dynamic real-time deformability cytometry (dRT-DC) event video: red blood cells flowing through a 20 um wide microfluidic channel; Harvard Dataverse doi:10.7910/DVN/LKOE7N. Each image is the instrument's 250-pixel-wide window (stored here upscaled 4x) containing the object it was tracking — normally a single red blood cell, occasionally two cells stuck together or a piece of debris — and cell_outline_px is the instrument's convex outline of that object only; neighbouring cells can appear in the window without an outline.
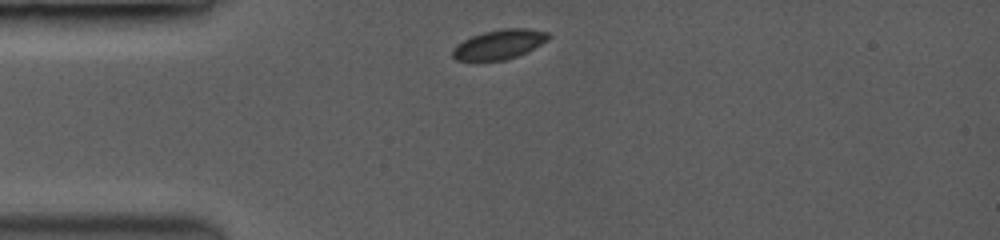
{"species": "common noctule bat (a hibernating species)", "species_latin": "Nyctalus noctula", "temperature_condition": "room temperature", "stored_images_in_passage": 17, "camera_frame_rate_fps": 3500, "um_per_image_px": 0.085, "animal": {"sex": "female", "body_mass_g": 19.0, "forearm_length_mm": 53.3}, "frame": {"image": 1, "passage_image": 1, "time_ms": 0.0, "image_size_px": [1000, 240], "cell_outline_px": [[548, 40], [516, 56], [504, 60], [456, 60], [452, 56], [452, 48], [456, 44], [472, 36], [484, 32], [500, 28], [528, 28], [548, 32]], "centroid_in_image_um": [42.39, 3.75], "position_along_channel_um": 42.6, "area_um2": 16.24}}
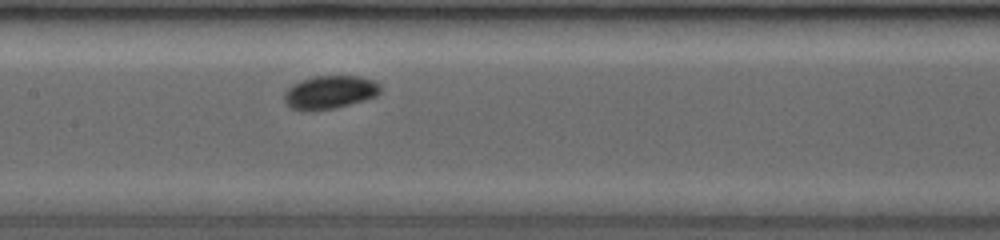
{"frame": {"image": 2, "passage_image": 8, "time_ms": 4.0, "image_size_px": [1000, 240], "cell_outline_px": [[380, 92], [376, 96], [348, 104], [332, 108], [292, 108], [284, 100], [284, 92], [292, 84], [300, 80], [316, 76], [360, 76], [372, 80], [380, 84]], "centroid_in_image_um": [28.05, 7.79], "position_along_channel_um": 179.3, "area_um2": 17.92}}
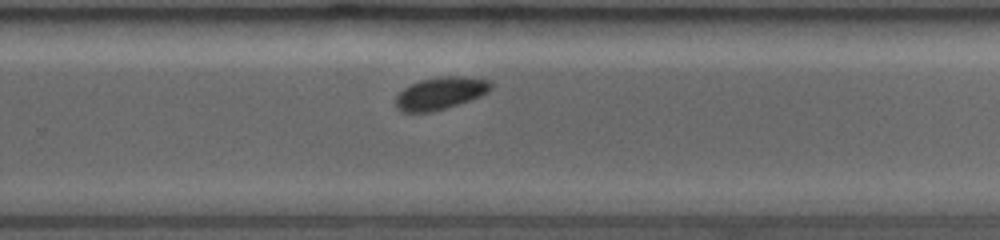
{"frame": {"image": 3, "passage_image": 16, "time_ms": 6.857, "image_size_px": [1000, 240], "cell_outline_px": [[492, 88], [488, 92], [480, 96], [444, 108], [428, 112], [404, 112], [396, 104], [396, 96], [404, 88], [420, 80], [440, 76], [456, 76], [488, 80], [492, 84]], "centroid_in_image_um": [37.44, 7.91], "position_along_channel_um": 292.4, "area_um2": 17.46}}